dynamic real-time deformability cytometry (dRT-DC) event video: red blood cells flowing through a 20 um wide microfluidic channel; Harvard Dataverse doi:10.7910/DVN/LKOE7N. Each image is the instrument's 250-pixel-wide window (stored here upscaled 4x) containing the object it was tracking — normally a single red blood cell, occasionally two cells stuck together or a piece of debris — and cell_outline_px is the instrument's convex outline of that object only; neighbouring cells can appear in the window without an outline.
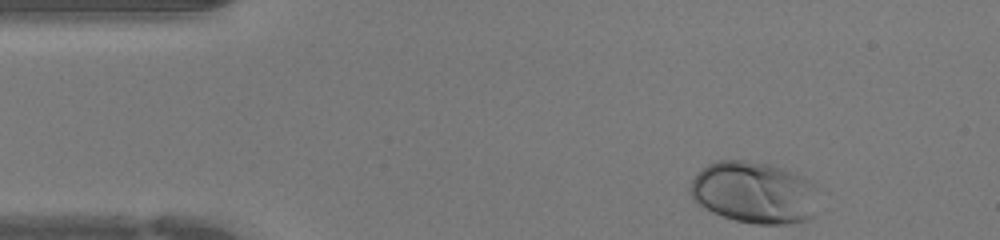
{"species": "human", "species_latin": "Homo sapiens", "temperature_condition": "warm", "stored_images_in_passage": 32, "camera_frame_rate_fps": 3000, "um_per_image_px": 0.085, "donor": {"sex": "female"}, "frame": {"image": 1, "passage_image": 1, "time_ms": 0.0, "image_size_px": [1000, 240], "cell_outline_px": [[816, 216], [808, 220], [784, 224], [752, 224], [736, 220], [712, 212], [700, 204], [692, 196], [692, 180], [708, 164], [716, 160], [744, 160], [768, 164], [784, 168], [816, 184]], "centroid_in_image_um": [64.17, 16.37], "position_along_channel_um": 20.8, "area_um2": 46.01}}
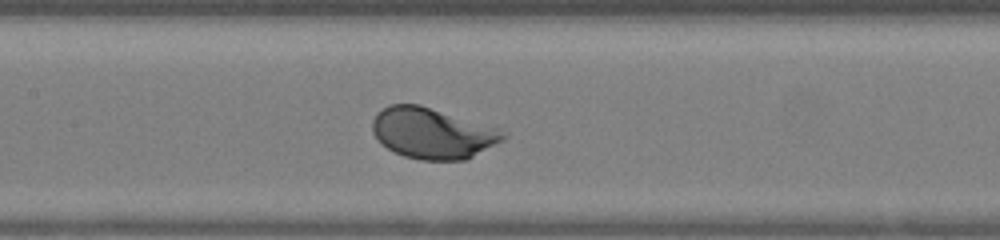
{"frame": {"image": 2, "passage_image": 16, "time_ms": 5.0, "image_size_px": [1000, 240], "cell_outline_px": [[508, 136], [504, 140], [468, 160], [420, 160], [404, 156], [380, 144], [372, 132], [372, 120], [376, 112], [388, 104], [420, 104], [496, 128], [508, 132]], "centroid_in_image_um": [36.75, 11.33], "position_along_channel_um": 170.7, "area_um2": 39.02}}
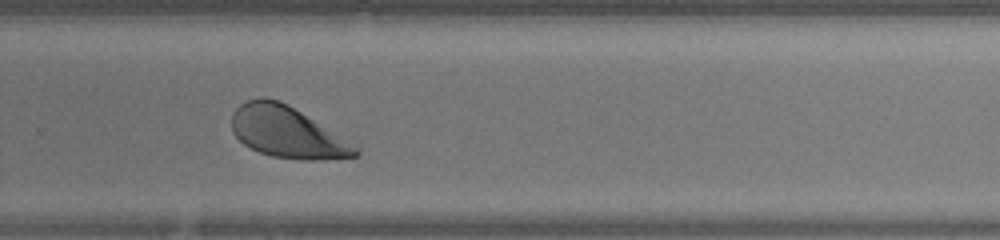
{"frame": {"image": 3, "passage_image": 25, "time_ms": 8.0, "image_size_px": [1000, 240], "cell_outline_px": [[360, 152], [356, 156], [324, 160], [304, 160], [272, 156], [260, 152], [244, 144], [232, 132], [232, 112], [240, 104], [248, 100], [260, 96], [264, 96], [280, 100], [288, 104], [360, 148]], "centroid_in_image_um": [24.39, 11.23], "position_along_channel_um": 305.4, "area_um2": 36.88}}